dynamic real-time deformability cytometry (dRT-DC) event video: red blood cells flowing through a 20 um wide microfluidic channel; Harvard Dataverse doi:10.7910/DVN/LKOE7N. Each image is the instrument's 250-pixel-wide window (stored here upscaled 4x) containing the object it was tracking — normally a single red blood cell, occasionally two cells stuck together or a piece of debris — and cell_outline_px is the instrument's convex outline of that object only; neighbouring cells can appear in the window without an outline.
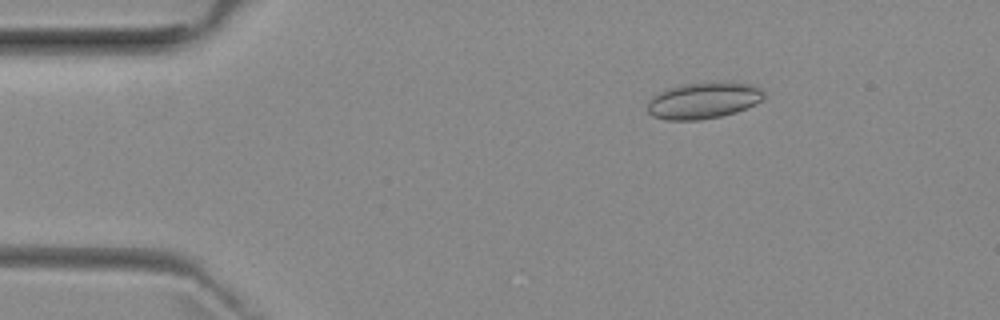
{"species": "common noctule bat (a hibernating species)", "species_latin": "Nyctalus noctula", "temperature_condition": "room temperature", "stored_images_in_passage": 49, "camera_frame_rate_fps": 3000, "um_per_image_px": 0.085, "animal": {"sex": "female", "body_mass_g": 29.2, "forearm_length_mm": 56.3}, "frame": {"image": 1, "passage_image": 5, "time_ms": 1.333, "image_size_px": [1000, 320], "cell_outline_px": [[764, 96], [760, 100], [736, 112], [720, 116], [700, 120], [664, 120], [652, 116], [648, 112], [648, 100], [652, 96], [668, 88], [684, 84], [752, 84], [760, 88], [764, 92]], "centroid_in_image_um": [59.72, 8.58], "position_along_channel_um": 25.3, "area_um2": 23.93}}
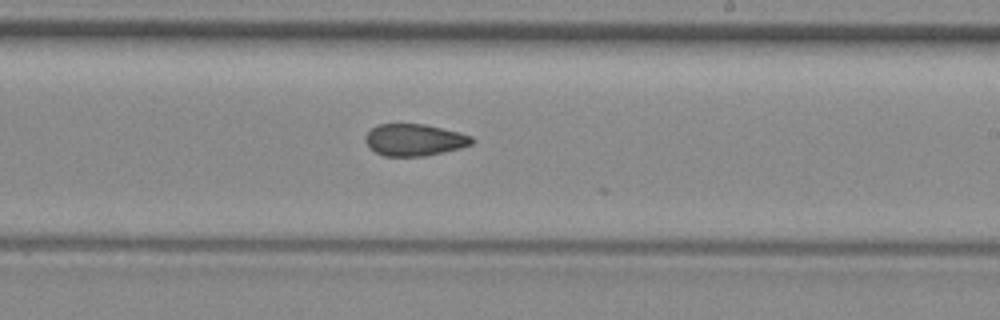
{"frame": {"image": 2, "passage_image": 27, "time_ms": 8.667, "image_size_px": [1000, 320], "cell_outline_px": [[476, 140], [472, 144], [460, 148], [424, 156], [384, 156], [368, 148], [364, 140], [364, 136], [372, 128], [380, 124], [424, 124], [460, 132], [472, 136]], "centroid_in_image_um": [35.22, 11.89], "position_along_channel_um": 253.8, "area_um2": 19.88}}
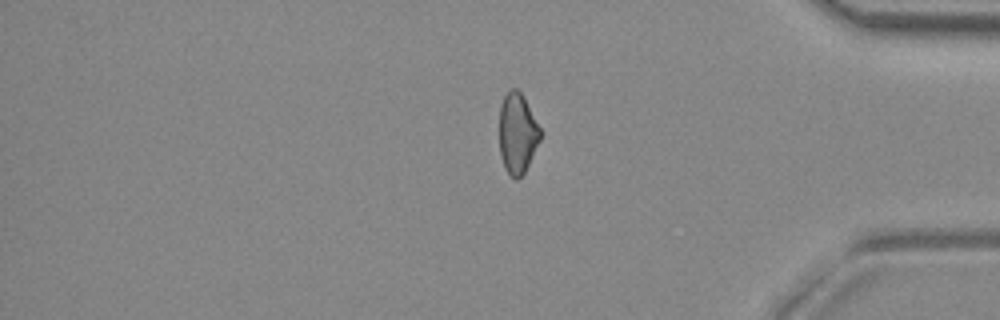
{"frame": {"image": 3, "passage_image": 40, "time_ms": 13.0, "image_size_px": [1000, 320], "cell_outline_px": [[540, 140], [524, 172], [516, 180], [504, 168], [500, 156], [500, 104], [508, 88], [516, 88], [524, 96], [540, 128]], "centroid_in_image_um": [43.96, 11.29], "position_along_channel_um": 391.2, "area_um2": 19.07}}